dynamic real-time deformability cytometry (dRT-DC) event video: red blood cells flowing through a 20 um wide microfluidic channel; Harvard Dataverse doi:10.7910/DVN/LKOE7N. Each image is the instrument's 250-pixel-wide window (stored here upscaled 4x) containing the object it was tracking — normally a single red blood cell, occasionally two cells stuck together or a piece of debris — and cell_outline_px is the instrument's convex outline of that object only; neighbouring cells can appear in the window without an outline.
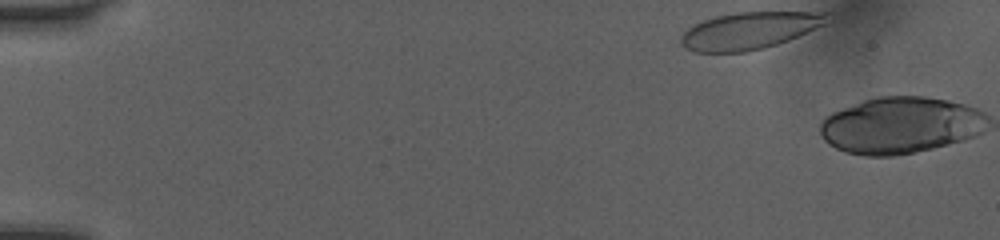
{"species": "human", "species_latin": "Homo sapiens", "temperature_condition": "room temperature", "stored_images_in_passage": 2, "camera_frame_rate_fps": 3000, "um_per_image_px": 0.085, "donor": {"sex": "female"}, "frame": {"image": 1, "passage_image": 1, "time_ms": 0.0, "image_size_px": [1000, 240], "cell_outline_px": [[832, 12], [824, 24], [788, 40], [764, 48], [744, 52], [692, 52], [680, 44], [680, 36], [688, 28], [704, 20], [716, 16], [736, 12]], "centroid_in_image_um": [63.67, 2.6], "position_along_channel_um": 21.3, "area_um2": 31.39}}